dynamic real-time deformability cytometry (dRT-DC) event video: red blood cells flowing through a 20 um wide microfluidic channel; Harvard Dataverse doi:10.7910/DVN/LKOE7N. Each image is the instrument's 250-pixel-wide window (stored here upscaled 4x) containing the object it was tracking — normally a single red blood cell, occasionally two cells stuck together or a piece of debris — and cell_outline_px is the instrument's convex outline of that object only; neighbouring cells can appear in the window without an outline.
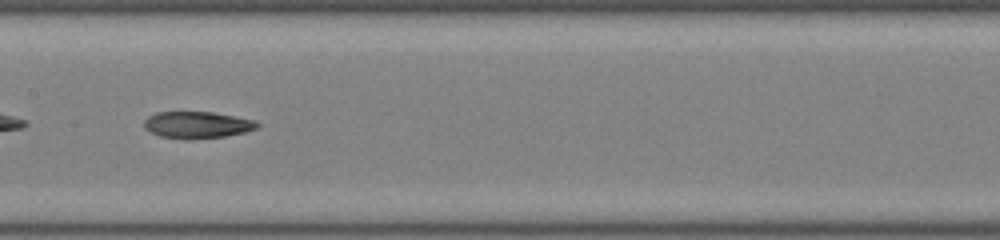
{"species": "common noctule bat (a hibernating species)", "species_latin": "Nyctalus noctula", "temperature_condition": "room temperature", "stored_images_in_passage": 33, "camera_frame_rate_fps": 3000, "um_per_image_px": 0.085, "animal": {"sex": "male", "body_mass_g": 19.0, "forearm_length_mm": 50.8}, "frame": {"image": 1, "passage_image": 10, "time_ms": 3.0, "image_size_px": [1000, 240], "cell_outline_px": [[260, 124], [256, 128], [244, 132], [224, 136], [192, 140], [184, 140], [160, 136], [144, 128], [144, 120], [148, 116], [156, 112], [212, 112], [236, 116], [256, 120]], "centroid_in_image_um": [16.75, 10.62], "position_along_channel_um": 190.7, "area_um2": 17.8}}
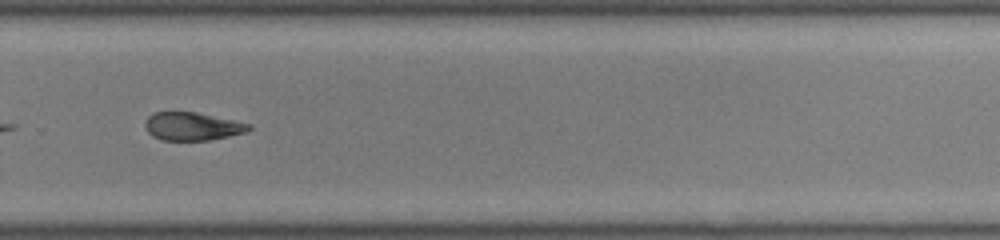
{"frame": {"image": 2, "passage_image": 19, "time_ms": 6.0, "image_size_px": [1000, 240], "cell_outline_px": [[252, 128], [248, 132], [208, 140], [160, 140], [152, 136], [148, 132], [144, 124], [144, 120], [148, 116], [156, 112], [196, 112], [252, 124]], "centroid_in_image_um": [16.35, 10.74], "position_along_channel_um": 313.5, "area_um2": 17.05}, "authors_computed_cell_mechanics": {"area_um2": 17.8602, "velocity_mm_per_s": 4.1007, "shape_relaxation_time_tau1_ms": null, "shape_relaxation_time_tau2_ms": 3.2056, "deformation_change_tau1": null, "deformation_change_tau2": 0.1132}}